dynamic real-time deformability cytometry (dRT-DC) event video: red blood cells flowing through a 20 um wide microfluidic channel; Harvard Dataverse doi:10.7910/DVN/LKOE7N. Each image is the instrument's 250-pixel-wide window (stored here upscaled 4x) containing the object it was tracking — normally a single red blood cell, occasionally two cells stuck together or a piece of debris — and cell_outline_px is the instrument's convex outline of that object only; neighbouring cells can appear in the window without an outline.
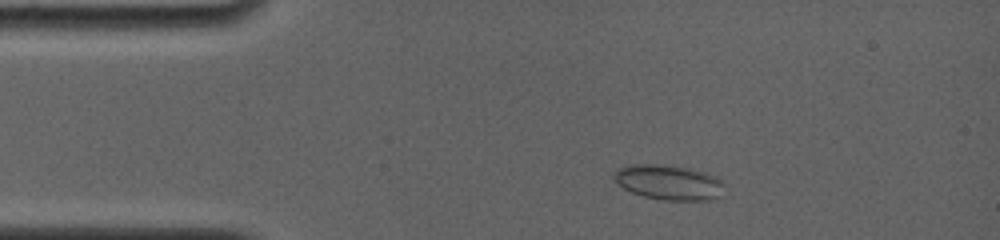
{"species": "common noctule bat (a hibernating species)", "species_latin": "Nyctalus noctula", "temperature_condition": "room temperature", "stored_images_in_passage": 6, "camera_frame_rate_fps": 4000, "um_per_image_px": 0.085, "animal": {"sex": "female", "body_mass_g": 19.0, "forearm_length_mm": 56.7}, "frame": {"image": 1, "passage_image": 3, "time_ms": 1.75, "image_size_px": [1000, 240], "cell_outline_px": [[724, 196], [708, 200], [660, 200], [644, 196], [632, 192], [624, 188], [612, 176], [620, 168], [632, 164], [664, 164], [688, 168], [704, 172], [716, 176], [724, 184]], "centroid_in_image_um": [56.91, 15.5], "position_along_channel_um": 28.1, "area_um2": 22.54}}
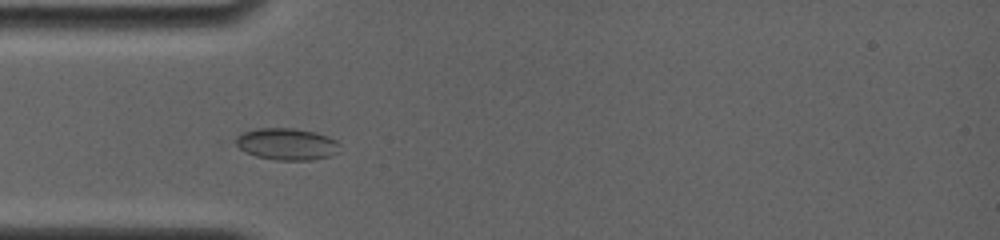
{"frame": {"image": 2, "passage_image": 5, "time_ms": 3.75, "image_size_px": [1000, 240], "cell_outline_px": [[340, 152], [332, 156], [312, 160], [276, 160], [256, 156], [232, 144], [236, 136], [240, 132], [256, 128], [292, 128], [316, 132], [328, 136], [336, 140], [340, 144]], "centroid_in_image_um": [24.38, 12.24], "position_along_channel_um": 60.6, "area_um2": 19.71}}